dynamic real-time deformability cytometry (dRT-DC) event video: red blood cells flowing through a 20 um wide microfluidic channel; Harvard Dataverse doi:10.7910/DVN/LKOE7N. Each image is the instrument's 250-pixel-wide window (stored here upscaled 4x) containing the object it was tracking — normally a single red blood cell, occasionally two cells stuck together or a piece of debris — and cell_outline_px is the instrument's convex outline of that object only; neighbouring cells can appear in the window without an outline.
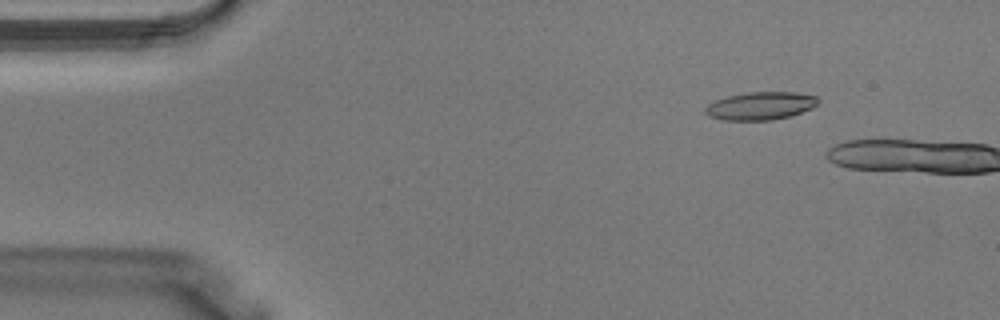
{"species": "Egyptian fruit bat (a non-hibernating species)", "species_latin": "Rousettus aegyptiacus", "temperature_condition": "warm", "stored_images_in_passage": 4, "camera_frame_rate_fps": 3000, "um_per_image_px": 0.085, "animal": {"sex": "male"}, "frame": {"image": 1, "passage_image": 2, "time_ms": 0.333, "image_size_px": [1000, 320], "cell_outline_px": [[820, 104], [812, 108], [788, 116], [772, 120], [724, 120], [708, 116], [704, 112], [704, 108], [708, 104], [716, 100], [728, 96], [748, 92], [796, 92], [816, 96], [820, 100]], "centroid_in_image_um": [64.65, 8.99], "position_along_channel_um": 20.3, "area_um2": 18.38}}